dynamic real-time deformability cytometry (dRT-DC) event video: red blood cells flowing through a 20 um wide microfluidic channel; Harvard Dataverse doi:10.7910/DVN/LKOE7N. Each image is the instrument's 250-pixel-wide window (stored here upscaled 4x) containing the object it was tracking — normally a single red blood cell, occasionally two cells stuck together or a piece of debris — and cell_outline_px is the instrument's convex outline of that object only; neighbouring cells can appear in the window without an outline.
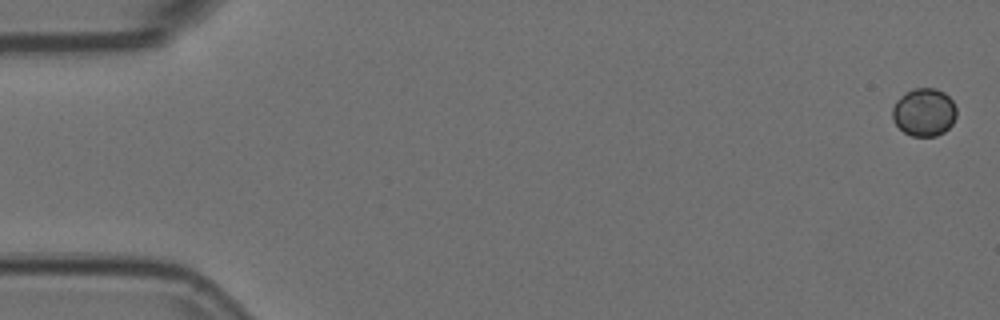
{"species": "Egyptian fruit bat (a non-hibernating species)", "species_latin": "Rousettus aegyptiacus", "temperature_condition": "room temperature", "stored_images_in_passage": 6, "camera_frame_rate_fps": 3000, "um_per_image_px": 0.085, "animal": {"sex": "female"}, "frame": {"image": 1, "passage_image": 1, "time_ms": 0.0, "image_size_px": [1000, 320], "cell_outline_px": [[956, 116], [952, 124], [944, 132], [936, 136], [912, 136], [904, 132], [896, 124], [892, 116], [892, 108], [896, 100], [904, 92], [916, 88], [936, 88], [944, 92], [952, 100], [956, 108]], "centroid_in_image_um": [78.54, 9.53], "position_along_channel_um": 6.5, "area_um2": 17.98}}
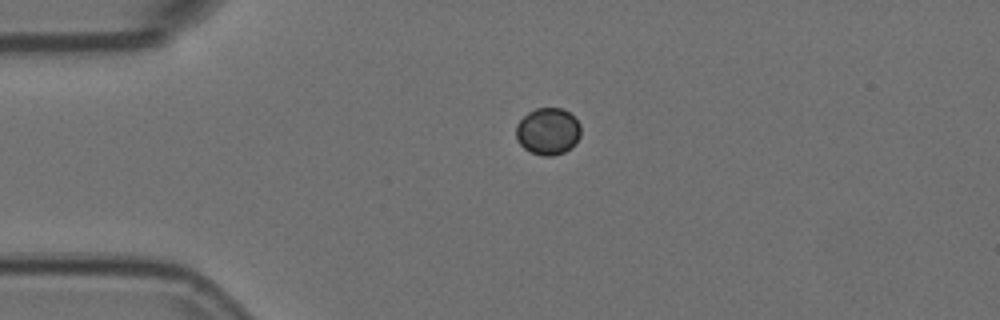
{"frame": {"image": 2, "passage_image": 4, "time_ms": 1.0, "image_size_px": [1000, 320], "cell_outline_px": [[580, 136], [576, 144], [572, 148], [564, 152], [552, 156], [544, 156], [532, 152], [524, 148], [516, 140], [516, 124], [528, 112], [536, 108], [564, 108], [580, 124]], "centroid_in_image_um": [46.58, 11.16], "position_along_channel_um": 38.4, "area_um2": 17.8}}
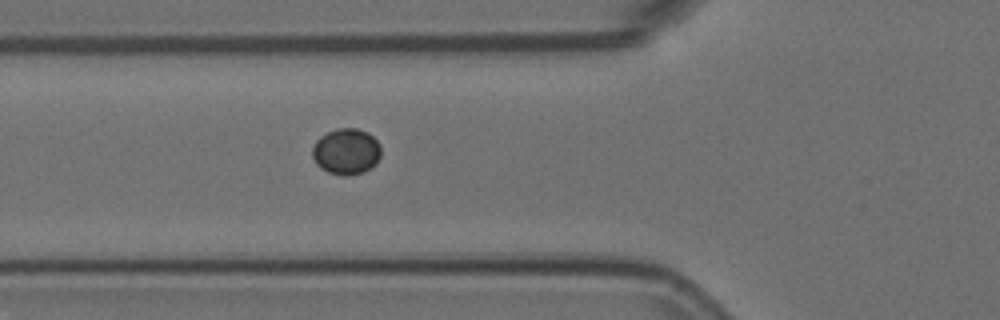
{"frame": {"image": 3, "passage_image": 6, "time_ms": 1.667, "image_size_px": [1000, 320], "cell_outline_px": [[380, 156], [376, 164], [372, 168], [364, 172], [348, 176], [344, 176], [328, 172], [320, 168], [316, 164], [312, 156], [312, 148], [316, 140], [320, 136], [336, 128], [356, 128], [368, 132], [380, 144]], "centroid_in_image_um": [29.43, 12.88], "position_along_channel_um": 96.4, "area_um2": 18.67}}